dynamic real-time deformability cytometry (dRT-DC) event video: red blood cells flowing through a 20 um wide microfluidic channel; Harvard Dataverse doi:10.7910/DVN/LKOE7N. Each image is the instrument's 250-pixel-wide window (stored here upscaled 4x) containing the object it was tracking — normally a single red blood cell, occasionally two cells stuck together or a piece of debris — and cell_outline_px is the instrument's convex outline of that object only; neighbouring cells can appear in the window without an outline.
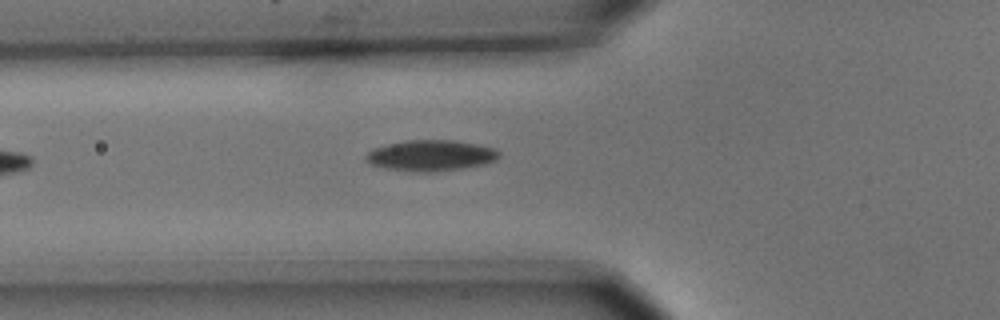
{"species": "common noctule bat (a hibernating species)", "species_latin": "Nyctalus noctula", "temperature_condition": "cold", "stored_images_in_passage": 2, "camera_frame_rate_fps": 3000, "um_per_image_px": 0.085, "animal": {"sex": "male", "body_mass_g": 15.6}, "frame": {"image": 1, "passage_image": 2, "time_ms": 0.333, "image_size_px": [1000, 320], "cell_outline_px": [[500, 156], [496, 160], [484, 164], [460, 168], [432, 172], [416, 172], [384, 168], [368, 164], [364, 160], [364, 156], [372, 148], [388, 144], [408, 140], [452, 140], [476, 144], [496, 148], [500, 152]], "centroid_in_image_um": [36.58, 13.22], "position_along_channel_um": 89.2, "area_um2": 24.1}}